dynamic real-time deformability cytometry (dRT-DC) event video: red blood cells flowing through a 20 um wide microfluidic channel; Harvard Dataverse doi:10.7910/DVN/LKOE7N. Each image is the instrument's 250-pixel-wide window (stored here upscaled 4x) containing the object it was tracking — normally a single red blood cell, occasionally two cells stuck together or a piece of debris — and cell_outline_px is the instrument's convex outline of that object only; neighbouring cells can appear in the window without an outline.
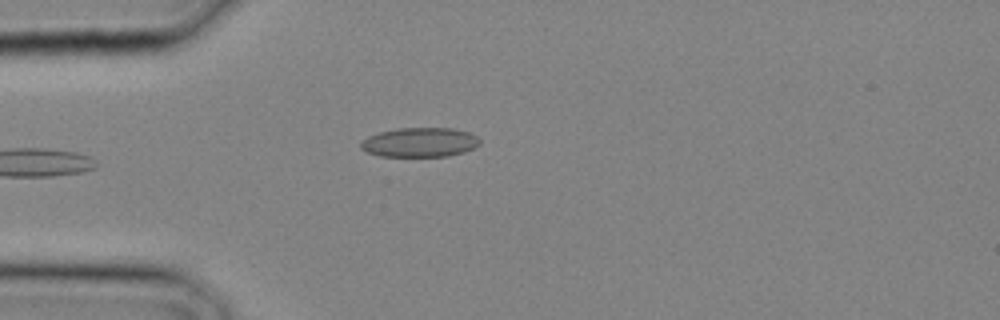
{"species": "common noctule bat (a hibernating species)", "species_latin": "Nyctalus noctula", "temperature_condition": "cold", "stored_images_in_passage": 18, "camera_frame_rate_fps": 3000, "um_per_image_px": 0.085, "animal": {"sex": "male", "body_mass_g": 20.4}, "frame": {"image": 1, "passage_image": 1, "time_ms": 0.0, "image_size_px": [1000, 320], "cell_outline_px": [[480, 144], [464, 152], [448, 156], [380, 156], [368, 152], [360, 148], [360, 144], [368, 136], [380, 132], [400, 128], [452, 128], [468, 132], [476, 136], [480, 140]], "centroid_in_image_um": [35.69, 12.1], "position_along_channel_um": 49.3, "area_um2": 20.23}}
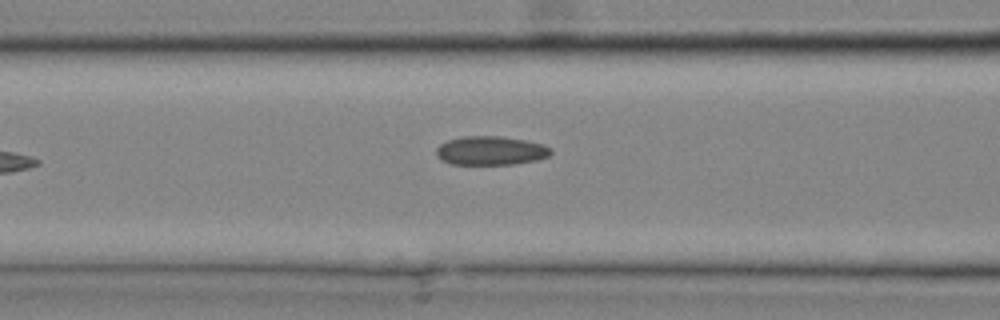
{"frame": {"image": 2, "passage_image": 5, "time_ms": 1.333, "image_size_px": [1000, 320], "cell_outline_px": [[552, 152], [548, 156], [536, 160], [512, 164], [452, 164], [436, 156], [436, 148], [440, 144], [448, 140], [464, 136], [500, 136], [524, 140], [544, 144], [552, 148]], "centroid_in_image_um": [41.72, 12.8], "position_along_channel_um": 124.9, "area_um2": 19.19}}
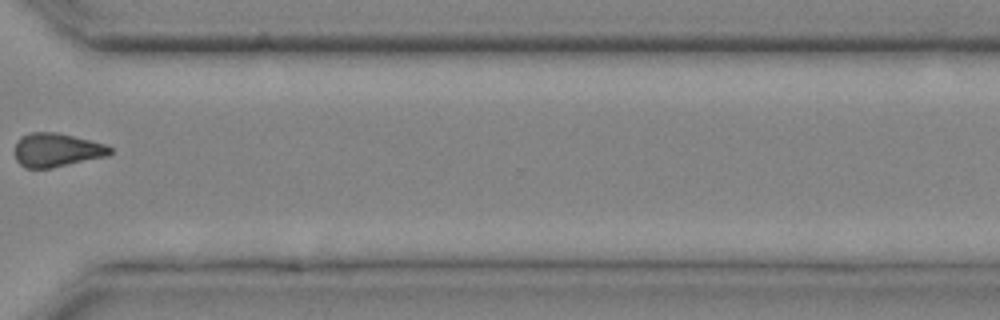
{"frame": {"image": 3, "passage_image": 16, "time_ms": 5.0, "image_size_px": [1000, 320], "cell_outline_px": [[112, 152], [108, 156], [52, 168], [24, 168], [16, 160], [16, 140], [20, 136], [32, 132], [56, 132], [92, 140], [104, 144], [112, 148]], "centroid_in_image_um": [4.82, 12.75], "position_along_channel_um": 365.8, "area_um2": 18.84}}